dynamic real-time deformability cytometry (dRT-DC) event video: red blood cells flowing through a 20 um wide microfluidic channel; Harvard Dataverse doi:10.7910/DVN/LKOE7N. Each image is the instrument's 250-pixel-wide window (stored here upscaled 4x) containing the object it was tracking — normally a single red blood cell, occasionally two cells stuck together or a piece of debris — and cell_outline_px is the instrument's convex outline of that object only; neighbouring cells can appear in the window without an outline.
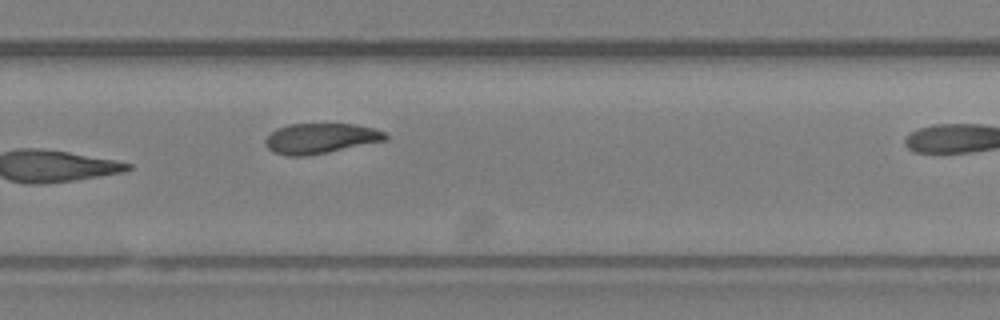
{"species": "Egyptian fruit bat (a non-hibernating species)", "species_latin": "Rousettus aegyptiacus", "temperature_condition": "room temperature", "stored_images_in_passage": 21, "camera_frame_rate_fps": 3000, "um_per_image_px": 0.085, "animal": {"sex": "female"}, "frame": {"image": 1, "passage_image": 21, "time_ms": 6.667, "image_size_px": [1000, 320], "cell_outline_px": [[388, 140], [328, 152], [304, 156], [288, 156], [272, 152], [264, 144], [264, 140], [272, 132], [288, 124], [352, 124], [372, 128], [388, 132]], "centroid_in_image_um": [27.27, 11.77], "position_along_channel_um": 302.5, "area_um2": 21.15}}